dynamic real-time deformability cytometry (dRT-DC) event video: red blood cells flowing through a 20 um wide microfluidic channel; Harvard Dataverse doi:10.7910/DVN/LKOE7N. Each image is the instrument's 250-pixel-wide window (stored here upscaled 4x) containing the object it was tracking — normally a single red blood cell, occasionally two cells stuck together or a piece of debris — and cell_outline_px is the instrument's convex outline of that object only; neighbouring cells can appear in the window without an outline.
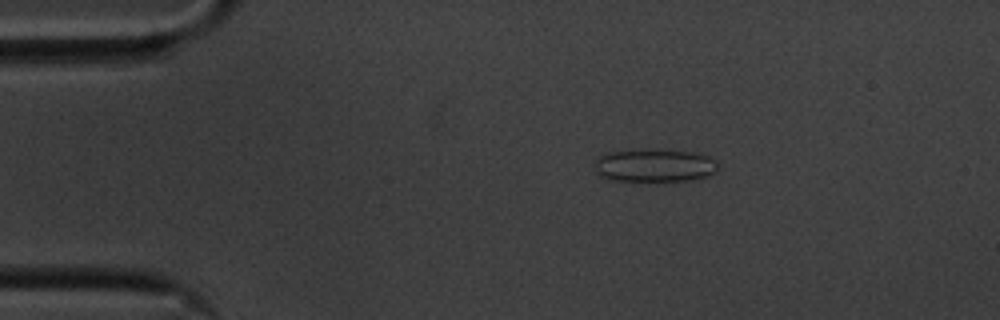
{"species": "common noctule bat (a hibernating species)", "species_latin": "Nyctalus noctula", "temperature_condition": "cold", "stored_images_in_passage": 56, "camera_frame_rate_fps": 3000, "um_per_image_px": 0.085, "animal": {"sex": "male", "body_mass_g": 20.1, "forearm_length_mm": 53.5}, "frame": {"image": 1, "passage_image": 10, "time_ms": 3.0, "image_size_px": [1000, 320], "cell_outline_px": [[720, 168], [716, 172], [708, 176], [692, 180], [612, 180], [600, 176], [596, 172], [596, 160], [604, 152], [656, 148], [692, 152], [716, 160], [720, 164]], "centroid_in_image_um": [55.67, 14.04], "position_along_channel_um": 29.3, "area_um2": 23.93}}
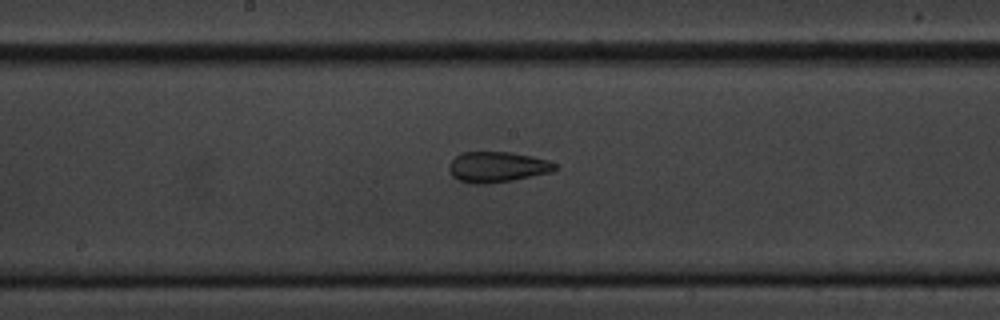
{"frame": {"image": 2, "passage_image": 29, "time_ms": 9.333, "image_size_px": [1000, 320], "cell_outline_px": [[560, 168], [552, 172], [512, 180], [484, 184], [472, 184], [460, 180], [452, 176], [448, 168], [448, 164], [460, 152], [512, 152], [532, 156], [548, 160], [556, 164]], "centroid_in_image_um": [42.28, 14.19], "position_along_channel_um": 205.9, "area_um2": 19.02}}
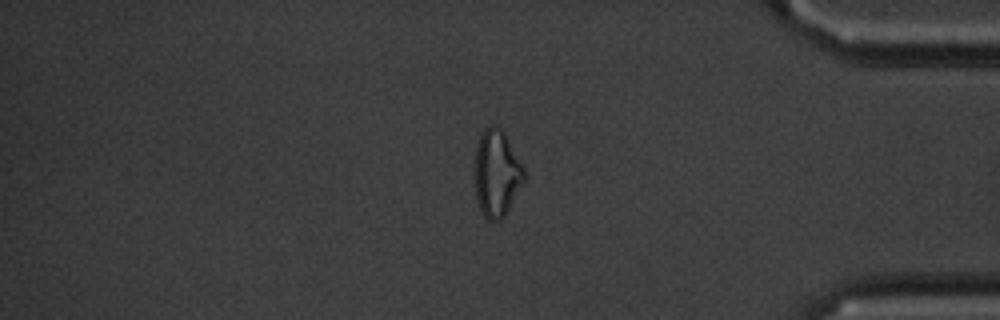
{"frame": {"image": 3, "passage_image": 47, "time_ms": 15.333, "image_size_px": [1000, 320], "cell_outline_px": [[524, 180], [504, 216], [500, 220], [488, 220], [484, 216], [480, 208], [476, 196], [476, 148], [480, 136], [484, 128], [488, 124], [496, 124], [504, 132], [524, 168]], "centroid_in_image_um": [42.22, 14.7], "position_along_channel_um": 393.0, "area_um2": 24.45}, "authors_computed_cell_mechanics": {"area_um2": 21.9929, "velocity_mm_per_s": 3.559, "shape_relaxation_time_tau1_ms": null, "shape_relaxation_time_tau2_ms": 2.4931, "deformation_change_tau1": null, "deformation_change_tau2": 0.1086}}